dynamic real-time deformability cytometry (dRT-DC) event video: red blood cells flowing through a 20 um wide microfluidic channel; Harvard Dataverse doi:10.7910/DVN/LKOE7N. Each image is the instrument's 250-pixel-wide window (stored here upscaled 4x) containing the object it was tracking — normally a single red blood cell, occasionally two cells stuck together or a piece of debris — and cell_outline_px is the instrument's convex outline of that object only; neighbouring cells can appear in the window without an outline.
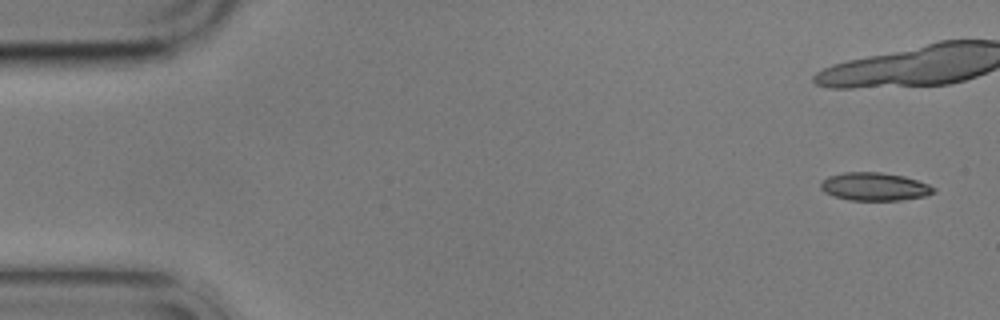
{"species": "common noctule bat (a hibernating species)", "species_latin": "Nyctalus noctula", "temperature_condition": "cold", "stored_images_in_passage": 9, "camera_frame_rate_fps": 3000, "um_per_image_px": 0.085, "animal": {"sex": "male", "body_mass_g": 17.9}, "frame": {"image": 1, "passage_image": 1, "time_ms": 0.0, "image_size_px": [1000, 320], "cell_outline_px": [[936, 192], [928, 196], [900, 200], [848, 200], [824, 192], [820, 188], [820, 184], [828, 176], [844, 172], [880, 172], [904, 176], [928, 184], [936, 188]], "centroid_in_image_um": [74.37, 15.86], "position_along_channel_um": 10.6, "area_um2": 18.5}}